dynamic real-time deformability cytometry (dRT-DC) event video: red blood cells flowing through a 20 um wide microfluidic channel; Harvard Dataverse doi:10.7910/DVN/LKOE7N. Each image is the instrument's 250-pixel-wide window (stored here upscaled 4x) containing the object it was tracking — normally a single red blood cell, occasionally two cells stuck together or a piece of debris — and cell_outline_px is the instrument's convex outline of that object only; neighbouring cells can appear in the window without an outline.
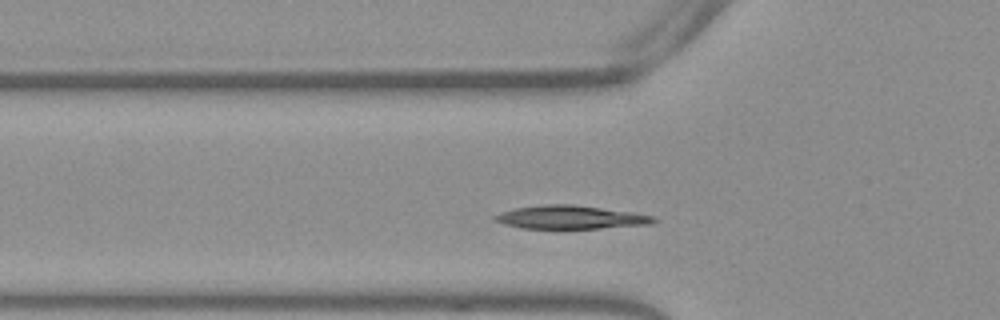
{"species": "Egyptian fruit bat (a non-hibernating species)", "species_latin": "Rousettus aegyptiacus", "temperature_condition": "warm", "stored_images_in_passage": 34, "camera_frame_rate_fps": 3000, "um_per_image_px": 0.085, "frame": {"image": 1, "passage_image": 7, "time_ms": 2.0, "image_size_px": [1000, 320], "cell_outline_px": [[660, 220], [652, 224], [600, 228], [520, 228], [504, 224], [492, 220], [492, 216], [500, 212], [516, 208], [544, 204], [572, 204], [632, 212], [652, 216]], "centroid_in_image_um": [48.47, 18.46], "position_along_channel_um": 77.3, "area_um2": 21.62}}
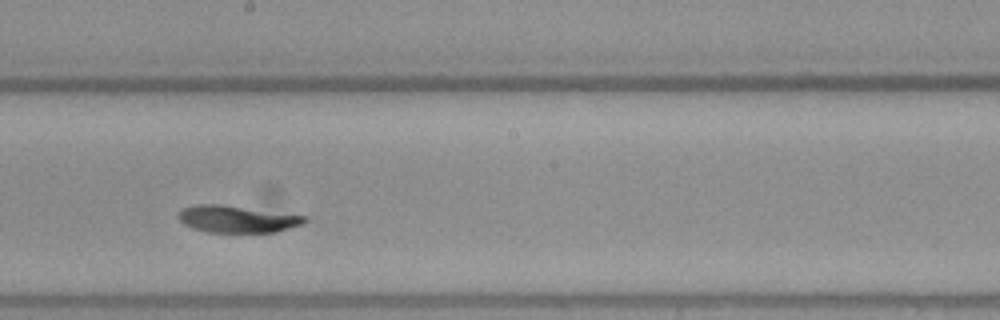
{"frame": {"image": 2, "passage_image": 19, "time_ms": 6.0, "image_size_px": [1000, 320], "cell_outline_px": [[308, 220], [304, 224], [276, 232], [208, 232], [192, 228], [184, 224], [176, 216], [184, 208], [196, 204], [220, 204], [308, 216]], "centroid_in_image_um": [20.18, 18.62], "position_along_channel_um": 228.0, "area_um2": 19.88}}
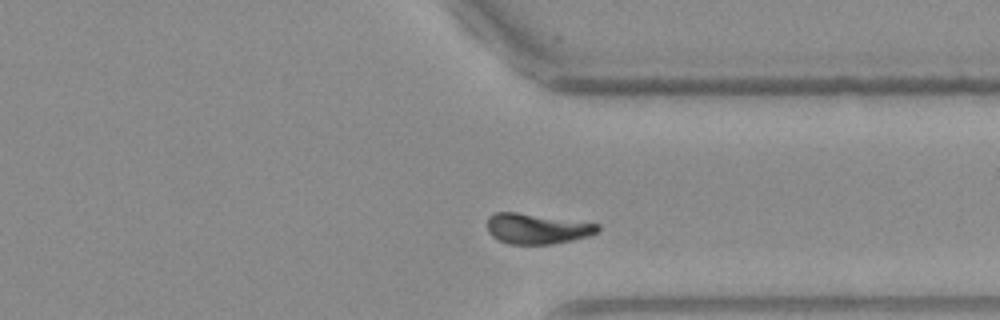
{"frame": {"image": 3, "passage_image": 30, "time_ms": 9.667, "image_size_px": [1000, 320], "cell_outline_px": [[600, 228], [596, 232], [588, 236], [572, 240], [552, 244], [508, 244], [492, 236], [488, 232], [488, 216], [496, 212], [516, 212], [600, 224]], "centroid_in_image_um": [45.63, 19.44], "position_along_channel_um": 365.8, "area_um2": 19.42}, "authors_computed_cell_mechanics": {"area_um2": 20.8947, "velocity_mm_per_s": 3.7535, "shape_relaxation_time_tau1_ms": 2.8083, "shape_relaxation_time_tau2_ms": null, "deformation_change_tau1": 0.1417, "deformation_change_tau2": null}}